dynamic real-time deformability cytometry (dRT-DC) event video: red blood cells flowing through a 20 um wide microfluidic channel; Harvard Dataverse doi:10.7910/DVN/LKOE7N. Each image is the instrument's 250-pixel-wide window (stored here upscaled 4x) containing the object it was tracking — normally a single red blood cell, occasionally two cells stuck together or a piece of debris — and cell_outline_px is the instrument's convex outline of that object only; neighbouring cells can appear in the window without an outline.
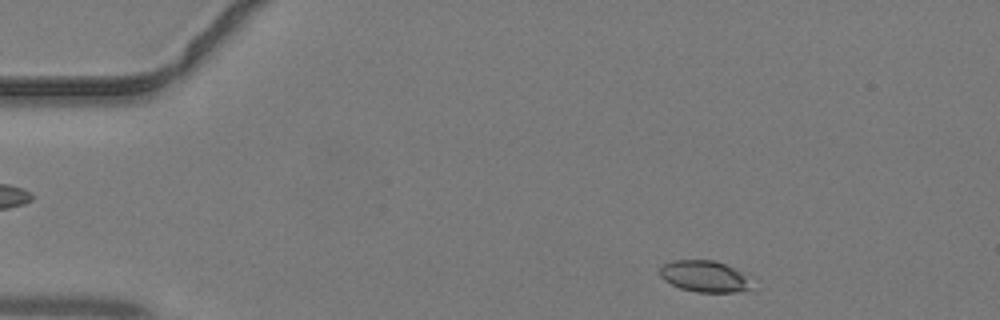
{"species": "common noctule bat (a hibernating species)", "species_latin": "Nyctalus noctula", "temperature_condition": "warm", "stored_images_in_passage": 39, "camera_frame_rate_fps": 3000, "um_per_image_px": 0.085, "animal": {"sex": "male", "body_mass_g": 19.2, "forearm_length_mm": 51.8}, "frame": {"image": 1, "passage_image": 2, "time_ms": 0.333, "image_size_px": [1000, 320], "cell_outline_px": [[748, 288], [736, 292], [696, 292], [680, 288], [664, 280], [660, 276], [660, 268], [664, 264], [672, 260], [712, 260], [748, 272]], "centroid_in_image_um": [59.88, 23.47], "position_along_channel_um": 25.1, "area_um2": 16.76}}
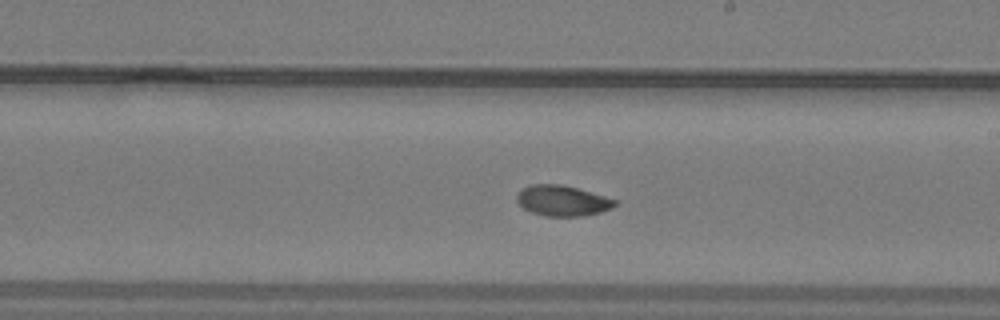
{"frame": {"image": 2, "passage_image": 21, "time_ms": 6.667, "image_size_px": [1000, 320], "cell_outline_px": [[620, 200], [612, 208], [600, 212], [580, 216], [544, 216], [532, 212], [524, 208], [516, 200], [516, 192], [520, 188], [532, 184], [560, 184], [576, 188]], "centroid_in_image_um": [47.79, 17.05], "position_along_channel_um": 241.2, "area_um2": 17.57}}
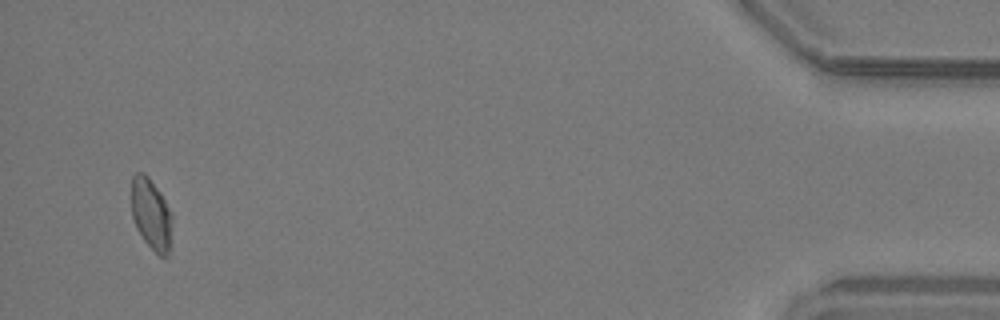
{"frame": {"image": 3, "passage_image": 38, "time_ms": 12.333, "image_size_px": [1000, 320], "cell_outline_px": [[172, 220], [168, 256], [164, 260], [144, 240], [136, 228], [132, 216], [132, 176], [136, 172], [144, 172], [148, 176], [160, 192], [172, 212]], "centroid_in_image_um": [12.86, 18.2], "position_along_channel_um": 422.3, "area_um2": 16.94}}